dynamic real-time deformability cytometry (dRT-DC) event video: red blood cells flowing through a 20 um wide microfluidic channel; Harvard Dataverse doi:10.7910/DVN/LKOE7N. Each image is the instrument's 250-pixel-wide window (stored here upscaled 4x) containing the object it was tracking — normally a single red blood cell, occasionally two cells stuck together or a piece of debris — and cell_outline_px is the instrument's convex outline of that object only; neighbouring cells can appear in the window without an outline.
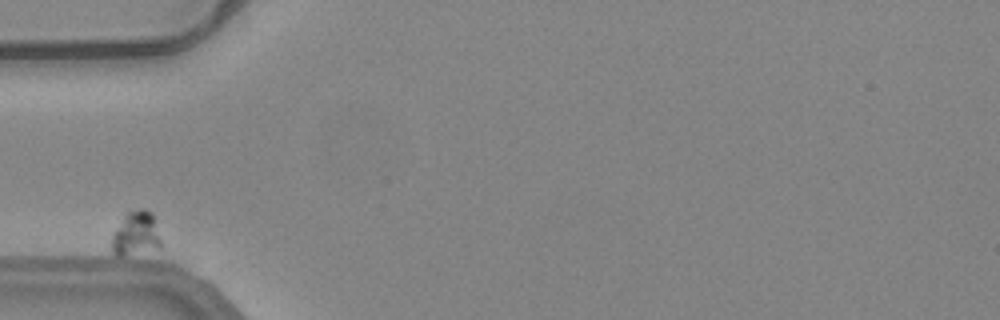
{"species": "common noctule bat (a hibernating species)", "species_latin": "Nyctalus noctula", "temperature_condition": "warm", "stored_images_in_passage": 32, "camera_frame_rate_fps": 3000, "um_per_image_px": 0.085, "animal": {"sex": "female", "body_mass_g": 24.6, "forearm_length_mm": 56.2}, "frame": {"image": 1, "passage_image": 1, "time_ms": 0.0, "image_size_px": [1000, 320], "cell_outline_px": [[160, 248], [120, 256], [116, 256], [112, 252], [112, 236], [124, 212], [140, 208], [144, 208], [152, 212], [160, 240]], "centroid_in_image_um": [11.52, 19.83], "position_along_channel_um": 73.5, "area_um2": 12.66}}
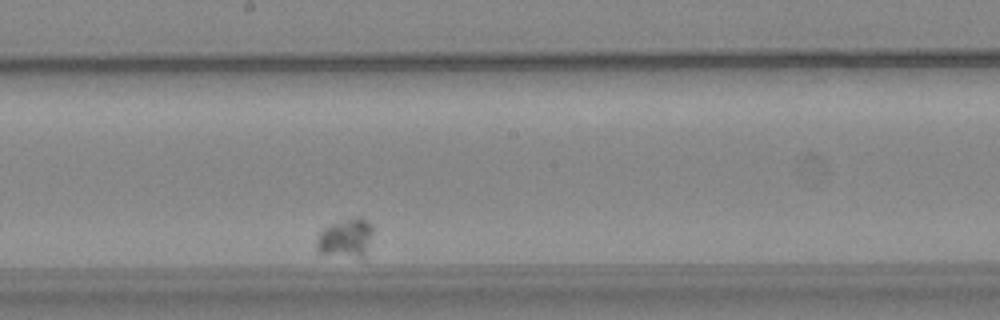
{"frame": {"image": 2, "passage_image": 17, "time_ms": 5.333, "image_size_px": [1000, 320], "cell_outline_px": [[372, 236], [364, 260], [360, 260], [320, 252], [316, 248], [316, 240], [320, 232], [324, 228], [332, 224], [360, 216], [368, 220], [372, 224]], "centroid_in_image_um": [29.44, 20.28], "position_along_channel_um": 218.8, "area_um2": 13.01}}
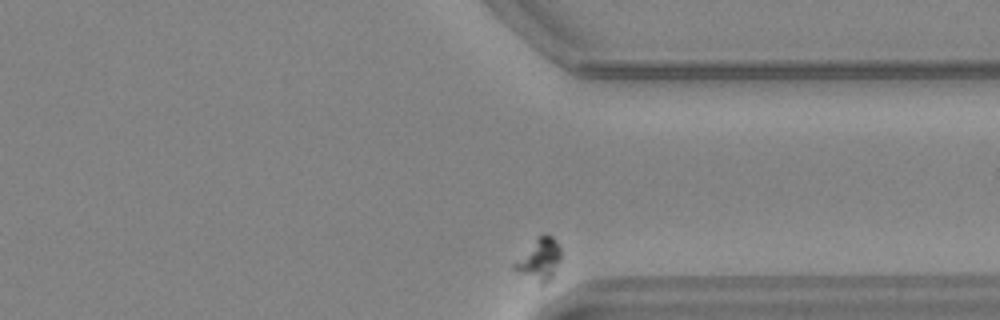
{"frame": {"image": 3, "passage_image": 32, "time_ms": 10.333, "image_size_px": [1000, 320], "cell_outline_px": [[560, 260], [556, 272], [544, 284], [540, 284], [512, 268], [512, 264], [544, 232], [552, 236], [556, 240], [560, 248]], "centroid_in_image_um": [45.87, 22.06], "position_along_channel_um": 365.5, "area_um2": 11.04}}